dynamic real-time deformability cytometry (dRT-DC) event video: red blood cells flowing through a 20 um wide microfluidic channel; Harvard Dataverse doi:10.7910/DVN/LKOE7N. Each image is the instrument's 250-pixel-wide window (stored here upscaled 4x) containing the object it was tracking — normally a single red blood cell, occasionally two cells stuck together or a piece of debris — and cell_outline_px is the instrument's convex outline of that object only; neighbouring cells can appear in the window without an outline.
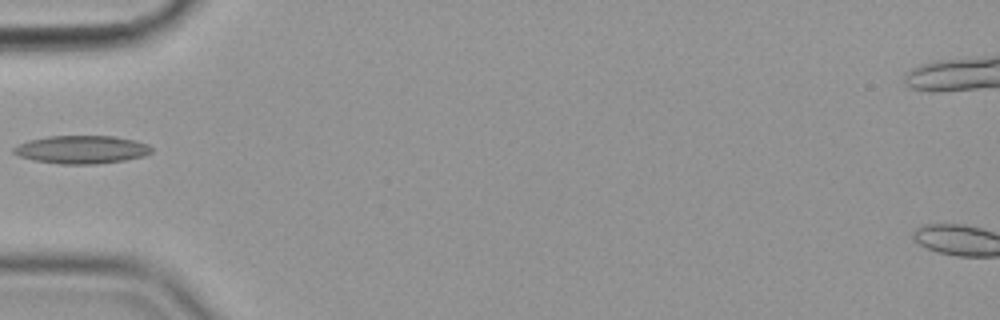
{"species": "common noctule bat (a hibernating species)", "species_latin": "Nyctalus noctula", "temperature_condition": "cold", "stored_images_in_passage": 16, "camera_frame_rate_fps": 3000, "um_per_image_px": 0.085, "animal": {"sex": "female", "body_mass_g": 19.9}, "frame": {"image": 1, "passage_image": 1, "time_ms": 0.0, "image_size_px": [1000, 320], "cell_outline_px": [[152, 152], [144, 156], [124, 160], [96, 164], [60, 164], [32, 160], [20, 156], [12, 152], [12, 148], [28, 140], [48, 136], [112, 136], [136, 140], [148, 144], [152, 148]], "centroid_in_image_um": [6.94, 12.71], "position_along_channel_um": 78.1, "area_um2": 22.6}}
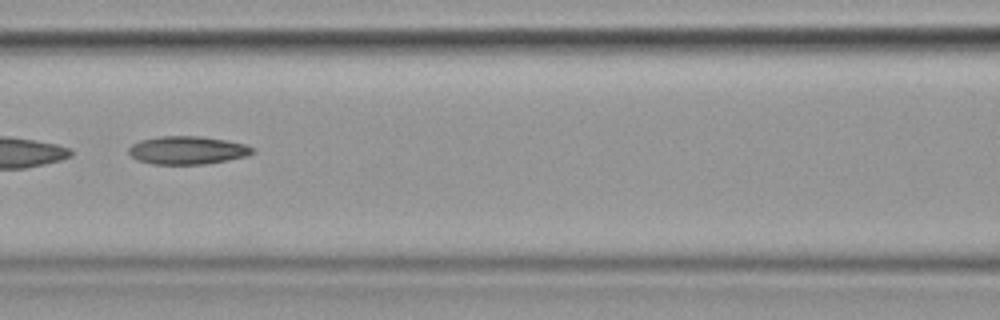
{"frame": {"image": 2, "passage_image": 7, "time_ms": 2.0, "image_size_px": [1000, 320], "cell_outline_px": [[256, 152], [244, 156], [228, 160], [204, 164], [152, 164], [136, 160], [128, 152], [128, 148], [132, 144], [140, 140], [160, 136], [200, 136], [224, 140], [244, 144], [256, 148]], "centroid_in_image_um": [15.91, 12.77], "position_along_channel_um": 150.7, "area_um2": 20.29}}